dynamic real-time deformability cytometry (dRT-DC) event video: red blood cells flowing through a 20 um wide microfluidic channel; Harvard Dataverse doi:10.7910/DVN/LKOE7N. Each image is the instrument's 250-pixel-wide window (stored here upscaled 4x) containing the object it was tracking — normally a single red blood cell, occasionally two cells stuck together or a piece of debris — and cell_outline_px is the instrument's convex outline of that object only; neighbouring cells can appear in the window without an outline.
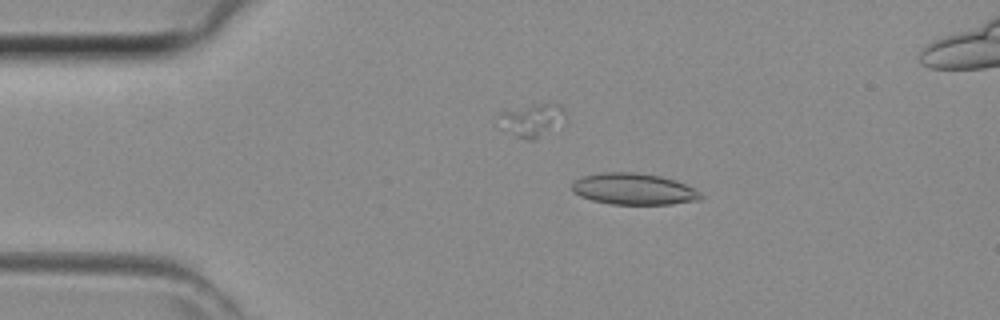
{"species": "common noctule bat (a hibernating species)", "species_latin": "Nyctalus noctula", "temperature_condition": "room temperature", "stored_images_in_passage": 43, "camera_frame_rate_fps": 3000, "um_per_image_px": 0.085, "animal": {"sex": "female", "body_mass_g": 29.2, "forearm_length_mm": 56.3}, "frame": {"image": 1, "passage_image": 7, "time_ms": 2.0, "image_size_px": [1000, 320], "cell_outline_px": [[704, 196], [700, 200], [672, 204], [612, 204], [592, 200], [580, 196], [572, 192], [572, 184], [576, 180], [584, 176], [600, 172], [636, 172], [660, 176], [676, 180], [700, 192]], "centroid_in_image_um": [53.87, 16.07], "position_along_channel_um": 31.1, "area_um2": 23.58}}
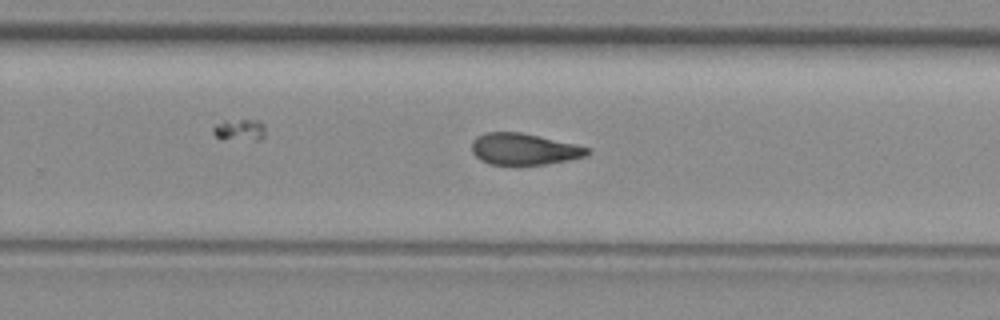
{"frame": {"image": 2, "passage_image": 26, "time_ms": 8.333, "image_size_px": [1000, 320], "cell_outline_px": [[592, 152], [584, 156], [568, 160], [544, 164], [488, 164], [480, 160], [472, 152], [472, 140], [476, 136], [484, 132], [520, 132], [576, 144], [588, 148]], "centroid_in_image_um": [44.5, 12.66], "position_along_channel_um": 285.3, "area_um2": 21.1}}
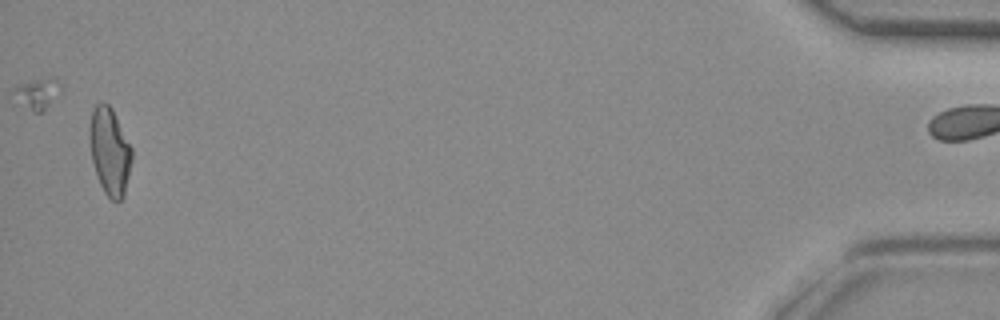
{"frame": {"image": 3, "passage_image": 41, "time_ms": 13.333, "image_size_px": [1000, 320], "cell_outline_px": [[132, 160], [124, 196], [120, 200], [112, 200], [104, 192], [96, 176], [92, 160], [92, 112], [96, 104], [108, 104], [112, 108], [132, 148]], "centroid_in_image_um": [9.38, 12.92], "position_along_channel_um": 425.8, "area_um2": 20.69}}